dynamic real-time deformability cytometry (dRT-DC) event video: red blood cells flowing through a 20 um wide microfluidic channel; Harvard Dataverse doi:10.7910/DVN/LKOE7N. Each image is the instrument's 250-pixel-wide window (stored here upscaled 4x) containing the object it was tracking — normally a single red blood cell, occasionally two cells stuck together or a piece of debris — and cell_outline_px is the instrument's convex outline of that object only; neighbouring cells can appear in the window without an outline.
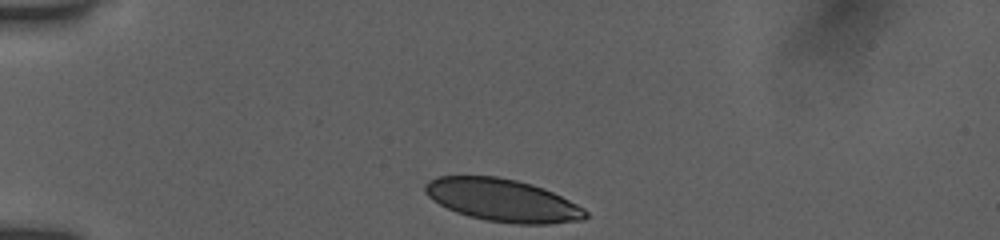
{"species": "human", "species_latin": "Homo sapiens", "temperature_condition": "room temperature", "stored_images_in_passage": 35, "camera_frame_rate_fps": 3000, "um_per_image_px": 0.085, "donor": {"sex": "female"}, "frame": {"image": 1, "passage_image": 1, "time_ms": 0.0, "image_size_px": [1000, 240], "cell_outline_px": [[588, 216], [584, 220], [548, 224], [516, 224], [488, 220], [468, 216], [456, 212], [432, 200], [424, 192], [424, 184], [428, 180], [436, 176], [496, 176], [516, 180], [532, 184], [544, 188], [584, 208], [588, 212]], "centroid_in_image_um": [42.7, 17.02], "position_along_channel_um": 42.3, "area_um2": 39.82}}
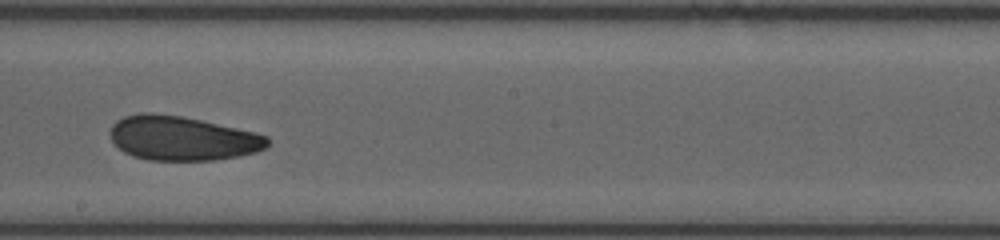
{"frame": {"image": 2, "passage_image": 19, "time_ms": 6.0, "image_size_px": [1000, 240], "cell_outline_px": [[268, 144], [264, 148], [256, 152], [216, 160], [148, 160], [132, 156], [124, 152], [112, 140], [108, 132], [112, 124], [116, 120], [124, 116], [144, 112], [152, 112], [180, 116], [200, 120], [256, 132], [268, 136]], "centroid_in_image_um": [15.45, 11.75], "position_along_channel_um": 232.7, "area_um2": 40.63}}
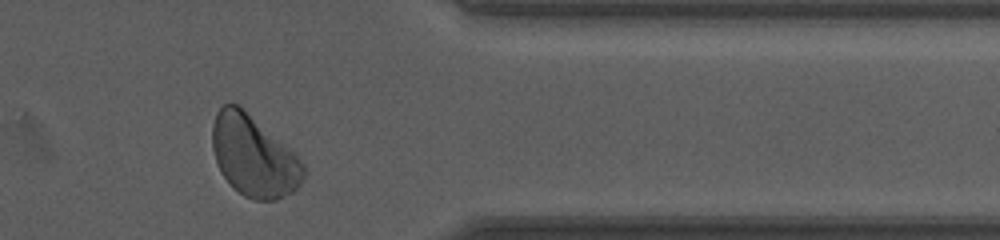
{"frame": {"image": 3, "passage_image": 32, "time_ms": 10.333, "image_size_px": [1000, 240], "cell_outline_px": [[304, 180], [292, 192], [276, 200], [252, 200], [244, 196], [232, 188], [220, 172], [212, 148], [212, 124], [216, 112], [224, 104], [240, 104], [292, 152], [304, 164]], "centroid_in_image_um": [21.53, 13.27], "position_along_channel_um": 389.9, "area_um2": 42.95}, "authors_computed_cell_mechanics": {"area_um2": 40.9802, "velocity_mm_per_s": 3.8832, "shape_relaxation_time_tau1_ms": 3.7021, "shape_relaxation_time_tau2_ms": 2.0732, "deformation_change_tau1": 0.0994, "deformation_change_tau2": 0.0748}}